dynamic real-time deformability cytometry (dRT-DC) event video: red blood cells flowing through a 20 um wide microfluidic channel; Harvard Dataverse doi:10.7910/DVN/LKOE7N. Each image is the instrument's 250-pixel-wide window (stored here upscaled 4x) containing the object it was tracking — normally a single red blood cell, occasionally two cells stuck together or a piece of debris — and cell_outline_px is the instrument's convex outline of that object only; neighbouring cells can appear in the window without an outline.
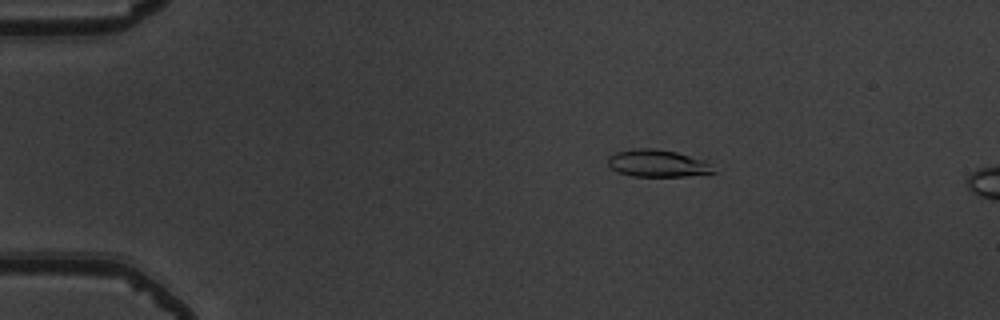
{"species": "common noctule bat (a hibernating species)", "species_latin": "Nyctalus noctula", "temperature_condition": "warm", "stored_images_in_passage": 9, "camera_frame_rate_fps": 3000, "um_per_image_px": 0.085, "animal": {"sex": "male", "body_mass_g": 19.5, "forearm_length_mm": 54.6}, "frame": {"image": 1, "passage_image": 4, "time_ms": 1.0, "image_size_px": [1000, 320], "cell_outline_px": [[716, 172], [684, 176], [632, 176], [616, 172], [608, 168], [608, 156], [616, 152], [632, 148], [656, 148], [676, 152], [704, 160]], "centroid_in_image_um": [55.8, 13.88], "position_along_channel_um": 29.2, "area_um2": 16.76}}